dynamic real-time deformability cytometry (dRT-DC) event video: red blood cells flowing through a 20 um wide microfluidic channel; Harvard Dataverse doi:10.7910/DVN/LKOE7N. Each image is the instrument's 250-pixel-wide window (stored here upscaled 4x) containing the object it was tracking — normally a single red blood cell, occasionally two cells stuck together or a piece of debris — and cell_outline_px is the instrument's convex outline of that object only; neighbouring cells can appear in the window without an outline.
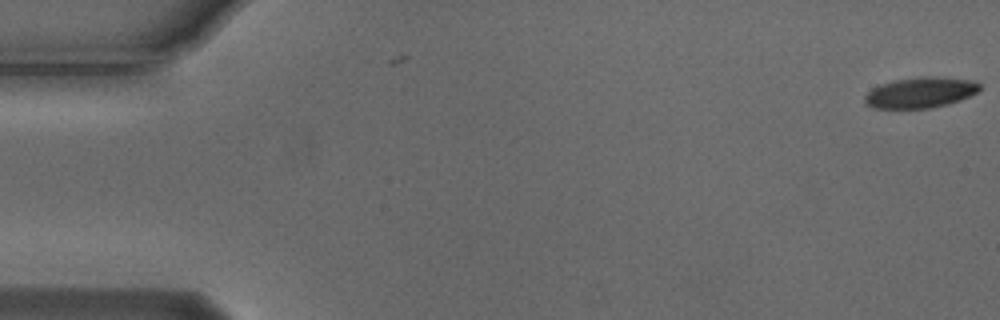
{"species": "Egyptian fruit bat (a non-hibernating species)", "species_latin": "Rousettus aegyptiacus", "temperature_condition": "cold", "stored_images_in_passage": 3, "camera_frame_rate_fps": 3000, "um_per_image_px": 0.085, "animal": {"sex": "male"}, "frame": {"image": 1, "passage_image": 3, "time_ms": 0.667, "image_size_px": [1000, 320], "cell_outline_px": [[980, 88], [976, 92], [960, 100], [948, 104], [932, 108], [872, 108], [864, 104], [864, 96], [872, 88], [880, 84], [896, 80], [920, 76], [928, 76], [976, 80], [980, 84]], "centroid_in_image_um": [78.21, 7.87], "position_along_channel_um": 6.8, "area_um2": 20.63}}